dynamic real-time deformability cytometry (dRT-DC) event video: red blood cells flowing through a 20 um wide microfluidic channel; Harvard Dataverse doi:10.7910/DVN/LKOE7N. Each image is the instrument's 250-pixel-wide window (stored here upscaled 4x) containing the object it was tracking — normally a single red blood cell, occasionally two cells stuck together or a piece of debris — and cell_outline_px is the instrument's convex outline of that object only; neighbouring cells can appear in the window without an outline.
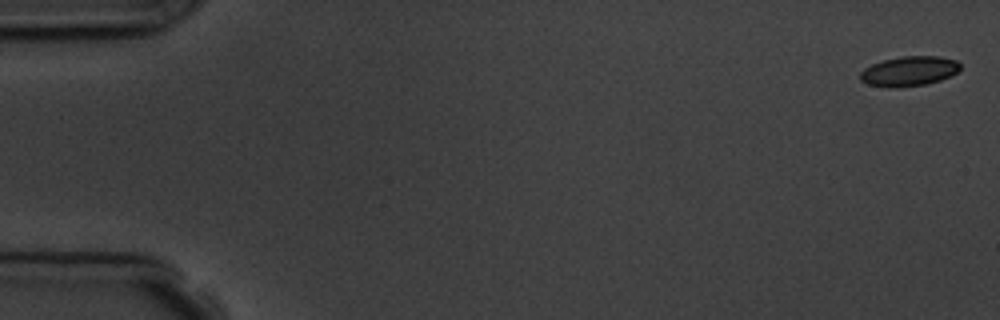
{"species": "common noctule bat (a hibernating species)", "species_latin": "Nyctalus noctula", "temperature_condition": "room temperature", "stored_images_in_passage": 6, "camera_frame_rate_fps": 3000, "um_per_image_px": 0.085, "animal": {"sex": "male", "body_mass_g": 19.5, "forearm_length_mm": 54.6}, "frame": {"image": 1, "passage_image": 1, "time_ms": 0.0, "image_size_px": [1000, 320], "cell_outline_px": [[960, 68], [956, 72], [940, 80], [924, 84], [896, 88], [888, 88], [868, 84], [860, 80], [860, 72], [864, 68], [872, 64], [884, 60], [904, 56], [936, 56], [956, 60], [960, 64]], "centroid_in_image_um": [77.23, 6.05], "position_along_channel_um": 7.8, "area_um2": 17.22}}
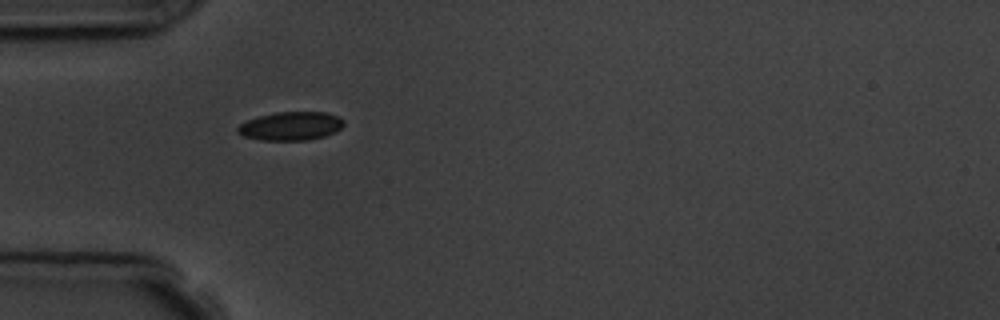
{"frame": {"image": 2, "passage_image": 5, "time_ms": 5.333, "image_size_px": [1000, 320], "cell_outline_px": [[344, 124], [336, 132], [324, 136], [308, 140], [260, 140], [244, 136], [236, 132], [236, 128], [240, 124], [248, 120], [260, 116], [276, 112], [324, 112], [336, 116], [344, 120]], "centroid_in_image_um": [24.71, 10.72], "position_along_channel_um": 60.3, "area_um2": 17.57}}